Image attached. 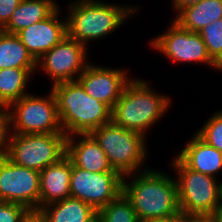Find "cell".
I'll return each instance as SVG.
<instances>
[{"mask_svg":"<svg viewBox=\"0 0 222 222\" xmlns=\"http://www.w3.org/2000/svg\"><path fill=\"white\" fill-rule=\"evenodd\" d=\"M157 170L147 167L123 176V193L140 222L170 217L180 211L175 176ZM128 177L132 181L127 182Z\"/></svg>","mask_w":222,"mask_h":222,"instance_id":"1","label":"cell"},{"mask_svg":"<svg viewBox=\"0 0 222 222\" xmlns=\"http://www.w3.org/2000/svg\"><path fill=\"white\" fill-rule=\"evenodd\" d=\"M139 7L111 4L100 0H75L68 8L67 35L87 47L118 30Z\"/></svg>","mask_w":222,"mask_h":222,"instance_id":"2","label":"cell"},{"mask_svg":"<svg viewBox=\"0 0 222 222\" xmlns=\"http://www.w3.org/2000/svg\"><path fill=\"white\" fill-rule=\"evenodd\" d=\"M148 81L131 79L111 111V121L144 136L161 120L171 105L166 94H158Z\"/></svg>","mask_w":222,"mask_h":222,"instance_id":"3","label":"cell"},{"mask_svg":"<svg viewBox=\"0 0 222 222\" xmlns=\"http://www.w3.org/2000/svg\"><path fill=\"white\" fill-rule=\"evenodd\" d=\"M51 90L55 94L60 124L67 137L90 134L111 122L112 109L89 96L77 80L52 85Z\"/></svg>","mask_w":222,"mask_h":222,"instance_id":"4","label":"cell"},{"mask_svg":"<svg viewBox=\"0 0 222 222\" xmlns=\"http://www.w3.org/2000/svg\"><path fill=\"white\" fill-rule=\"evenodd\" d=\"M90 135L105 152L113 170L122 176L147 169H142L148 156L144 135L118 126L112 121L95 129Z\"/></svg>","mask_w":222,"mask_h":222,"instance_id":"5","label":"cell"},{"mask_svg":"<svg viewBox=\"0 0 222 222\" xmlns=\"http://www.w3.org/2000/svg\"><path fill=\"white\" fill-rule=\"evenodd\" d=\"M171 163L178 175L175 180L180 211L184 214H212L220 205L221 182L189 169L177 157Z\"/></svg>","mask_w":222,"mask_h":222,"instance_id":"6","label":"cell"},{"mask_svg":"<svg viewBox=\"0 0 222 222\" xmlns=\"http://www.w3.org/2000/svg\"><path fill=\"white\" fill-rule=\"evenodd\" d=\"M65 133H11L7 157L14 163L41 172L66 155Z\"/></svg>","mask_w":222,"mask_h":222,"instance_id":"7","label":"cell"},{"mask_svg":"<svg viewBox=\"0 0 222 222\" xmlns=\"http://www.w3.org/2000/svg\"><path fill=\"white\" fill-rule=\"evenodd\" d=\"M9 110L11 133H63L56 97L52 90L46 97L29 93L13 102Z\"/></svg>","mask_w":222,"mask_h":222,"instance_id":"8","label":"cell"},{"mask_svg":"<svg viewBox=\"0 0 222 222\" xmlns=\"http://www.w3.org/2000/svg\"><path fill=\"white\" fill-rule=\"evenodd\" d=\"M123 192L119 172H90L72 164L70 197L80 199L96 211L104 208Z\"/></svg>","mask_w":222,"mask_h":222,"instance_id":"9","label":"cell"},{"mask_svg":"<svg viewBox=\"0 0 222 222\" xmlns=\"http://www.w3.org/2000/svg\"><path fill=\"white\" fill-rule=\"evenodd\" d=\"M149 44L173 62H198L216 69V63L209 56L199 32L185 30L174 20L164 33L150 40Z\"/></svg>","mask_w":222,"mask_h":222,"instance_id":"10","label":"cell"},{"mask_svg":"<svg viewBox=\"0 0 222 222\" xmlns=\"http://www.w3.org/2000/svg\"><path fill=\"white\" fill-rule=\"evenodd\" d=\"M87 50L85 45L67 35L37 60V69L41 68L53 80L52 85L76 81L90 63Z\"/></svg>","mask_w":222,"mask_h":222,"instance_id":"11","label":"cell"},{"mask_svg":"<svg viewBox=\"0 0 222 222\" xmlns=\"http://www.w3.org/2000/svg\"><path fill=\"white\" fill-rule=\"evenodd\" d=\"M40 172L17 165L7 156L0 158V201L39 209Z\"/></svg>","mask_w":222,"mask_h":222,"instance_id":"12","label":"cell"},{"mask_svg":"<svg viewBox=\"0 0 222 222\" xmlns=\"http://www.w3.org/2000/svg\"><path fill=\"white\" fill-rule=\"evenodd\" d=\"M130 80L127 69L106 68L92 63H89L77 78L89 96L105 103L111 109Z\"/></svg>","mask_w":222,"mask_h":222,"instance_id":"13","label":"cell"},{"mask_svg":"<svg viewBox=\"0 0 222 222\" xmlns=\"http://www.w3.org/2000/svg\"><path fill=\"white\" fill-rule=\"evenodd\" d=\"M60 6L45 20L20 30L16 35L37 61L67 36L66 17L60 19Z\"/></svg>","mask_w":222,"mask_h":222,"instance_id":"14","label":"cell"},{"mask_svg":"<svg viewBox=\"0 0 222 222\" xmlns=\"http://www.w3.org/2000/svg\"><path fill=\"white\" fill-rule=\"evenodd\" d=\"M75 136V137H74ZM80 140H75L78 139ZM66 155L76 167L90 172H117L108 162L105 152L90 134H74L67 137Z\"/></svg>","mask_w":222,"mask_h":222,"instance_id":"15","label":"cell"},{"mask_svg":"<svg viewBox=\"0 0 222 222\" xmlns=\"http://www.w3.org/2000/svg\"><path fill=\"white\" fill-rule=\"evenodd\" d=\"M71 171L72 162L65 155L59 161L47 166L40 172L39 209L70 197Z\"/></svg>","mask_w":222,"mask_h":222,"instance_id":"16","label":"cell"},{"mask_svg":"<svg viewBox=\"0 0 222 222\" xmlns=\"http://www.w3.org/2000/svg\"><path fill=\"white\" fill-rule=\"evenodd\" d=\"M177 158L189 169L217 177L222 170V152L208 145L196 133L186 142Z\"/></svg>","mask_w":222,"mask_h":222,"instance_id":"17","label":"cell"},{"mask_svg":"<svg viewBox=\"0 0 222 222\" xmlns=\"http://www.w3.org/2000/svg\"><path fill=\"white\" fill-rule=\"evenodd\" d=\"M59 5L55 0H22L8 23L1 29L10 34H17L28 26L45 20Z\"/></svg>","mask_w":222,"mask_h":222,"instance_id":"18","label":"cell"},{"mask_svg":"<svg viewBox=\"0 0 222 222\" xmlns=\"http://www.w3.org/2000/svg\"><path fill=\"white\" fill-rule=\"evenodd\" d=\"M174 20L180 27L192 32L215 20L222 19V0H200L198 3L182 8Z\"/></svg>","mask_w":222,"mask_h":222,"instance_id":"19","label":"cell"},{"mask_svg":"<svg viewBox=\"0 0 222 222\" xmlns=\"http://www.w3.org/2000/svg\"><path fill=\"white\" fill-rule=\"evenodd\" d=\"M47 222H93L97 211L80 199L68 197L41 208Z\"/></svg>","mask_w":222,"mask_h":222,"instance_id":"20","label":"cell"},{"mask_svg":"<svg viewBox=\"0 0 222 222\" xmlns=\"http://www.w3.org/2000/svg\"><path fill=\"white\" fill-rule=\"evenodd\" d=\"M35 71L37 68L0 69V105L9 107L29 94L26 87Z\"/></svg>","mask_w":222,"mask_h":222,"instance_id":"21","label":"cell"},{"mask_svg":"<svg viewBox=\"0 0 222 222\" xmlns=\"http://www.w3.org/2000/svg\"><path fill=\"white\" fill-rule=\"evenodd\" d=\"M37 68V61L16 34L0 30V69Z\"/></svg>","mask_w":222,"mask_h":222,"instance_id":"22","label":"cell"},{"mask_svg":"<svg viewBox=\"0 0 222 222\" xmlns=\"http://www.w3.org/2000/svg\"><path fill=\"white\" fill-rule=\"evenodd\" d=\"M96 219L99 222H140L131 201L123 192L98 210Z\"/></svg>","mask_w":222,"mask_h":222,"instance_id":"23","label":"cell"},{"mask_svg":"<svg viewBox=\"0 0 222 222\" xmlns=\"http://www.w3.org/2000/svg\"><path fill=\"white\" fill-rule=\"evenodd\" d=\"M208 54L217 63L222 58V19L215 20L199 31Z\"/></svg>","mask_w":222,"mask_h":222,"instance_id":"24","label":"cell"},{"mask_svg":"<svg viewBox=\"0 0 222 222\" xmlns=\"http://www.w3.org/2000/svg\"><path fill=\"white\" fill-rule=\"evenodd\" d=\"M196 134L208 145L222 152V110L212 114Z\"/></svg>","mask_w":222,"mask_h":222,"instance_id":"25","label":"cell"},{"mask_svg":"<svg viewBox=\"0 0 222 222\" xmlns=\"http://www.w3.org/2000/svg\"><path fill=\"white\" fill-rule=\"evenodd\" d=\"M11 118L8 106L0 105V158L7 156L10 136Z\"/></svg>","mask_w":222,"mask_h":222,"instance_id":"26","label":"cell"},{"mask_svg":"<svg viewBox=\"0 0 222 222\" xmlns=\"http://www.w3.org/2000/svg\"><path fill=\"white\" fill-rule=\"evenodd\" d=\"M27 210L21 204L0 201V222H19Z\"/></svg>","mask_w":222,"mask_h":222,"instance_id":"27","label":"cell"},{"mask_svg":"<svg viewBox=\"0 0 222 222\" xmlns=\"http://www.w3.org/2000/svg\"><path fill=\"white\" fill-rule=\"evenodd\" d=\"M22 0H0V30L8 23Z\"/></svg>","mask_w":222,"mask_h":222,"instance_id":"28","label":"cell"},{"mask_svg":"<svg viewBox=\"0 0 222 222\" xmlns=\"http://www.w3.org/2000/svg\"><path fill=\"white\" fill-rule=\"evenodd\" d=\"M19 222H47V219L41 209H28Z\"/></svg>","mask_w":222,"mask_h":222,"instance_id":"29","label":"cell"},{"mask_svg":"<svg viewBox=\"0 0 222 222\" xmlns=\"http://www.w3.org/2000/svg\"><path fill=\"white\" fill-rule=\"evenodd\" d=\"M187 222H217L212 214H187Z\"/></svg>","mask_w":222,"mask_h":222,"instance_id":"30","label":"cell"},{"mask_svg":"<svg viewBox=\"0 0 222 222\" xmlns=\"http://www.w3.org/2000/svg\"><path fill=\"white\" fill-rule=\"evenodd\" d=\"M148 222H187V214L179 211L178 213L170 217L155 219Z\"/></svg>","mask_w":222,"mask_h":222,"instance_id":"31","label":"cell"},{"mask_svg":"<svg viewBox=\"0 0 222 222\" xmlns=\"http://www.w3.org/2000/svg\"><path fill=\"white\" fill-rule=\"evenodd\" d=\"M200 0H171L173 9L177 14L182 8L198 3Z\"/></svg>","mask_w":222,"mask_h":222,"instance_id":"32","label":"cell"},{"mask_svg":"<svg viewBox=\"0 0 222 222\" xmlns=\"http://www.w3.org/2000/svg\"><path fill=\"white\" fill-rule=\"evenodd\" d=\"M212 215L217 222H222V207H218Z\"/></svg>","mask_w":222,"mask_h":222,"instance_id":"33","label":"cell"},{"mask_svg":"<svg viewBox=\"0 0 222 222\" xmlns=\"http://www.w3.org/2000/svg\"><path fill=\"white\" fill-rule=\"evenodd\" d=\"M216 69L222 71V58L216 63Z\"/></svg>","mask_w":222,"mask_h":222,"instance_id":"34","label":"cell"},{"mask_svg":"<svg viewBox=\"0 0 222 222\" xmlns=\"http://www.w3.org/2000/svg\"><path fill=\"white\" fill-rule=\"evenodd\" d=\"M219 207H222V182L220 185V205H219Z\"/></svg>","mask_w":222,"mask_h":222,"instance_id":"35","label":"cell"}]
</instances>
